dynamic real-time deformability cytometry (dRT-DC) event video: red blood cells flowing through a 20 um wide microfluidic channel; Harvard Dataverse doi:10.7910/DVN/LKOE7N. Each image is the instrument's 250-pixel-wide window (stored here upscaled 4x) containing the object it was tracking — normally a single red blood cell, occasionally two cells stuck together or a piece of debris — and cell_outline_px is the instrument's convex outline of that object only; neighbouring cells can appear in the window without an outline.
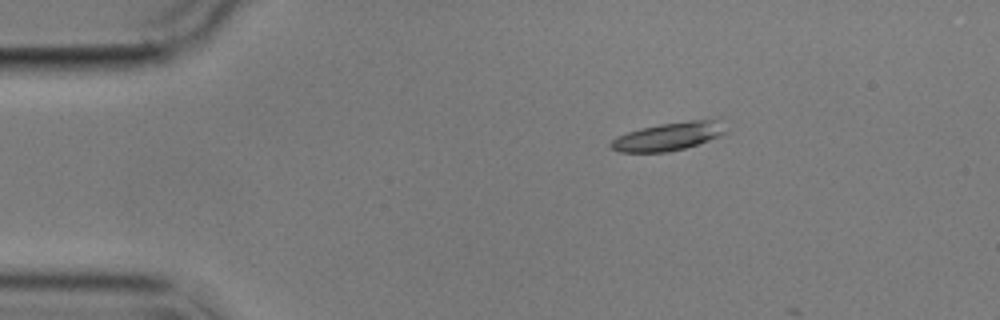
{"species": "common noctule bat (a hibernating species)", "species_latin": "Nyctalus noctula", "temperature_condition": "cold", "stored_images_in_passage": 3, "camera_frame_rate_fps": 3000, "um_per_image_px": 0.085, "animal": {"sex": "male", "body_mass_g": 17.9}, "frame": {"image": 1, "passage_image": 1, "time_ms": 0.0, "image_size_px": [1000, 320], "cell_outline_px": [[724, 132], [708, 140], [684, 148], [668, 152], [620, 152], [612, 148], [608, 144], [616, 136], [640, 128], [660, 124], [688, 120], [716, 120]], "centroid_in_image_um": [56.67, 11.61], "position_along_channel_um": 28.3, "area_um2": 18.21}}
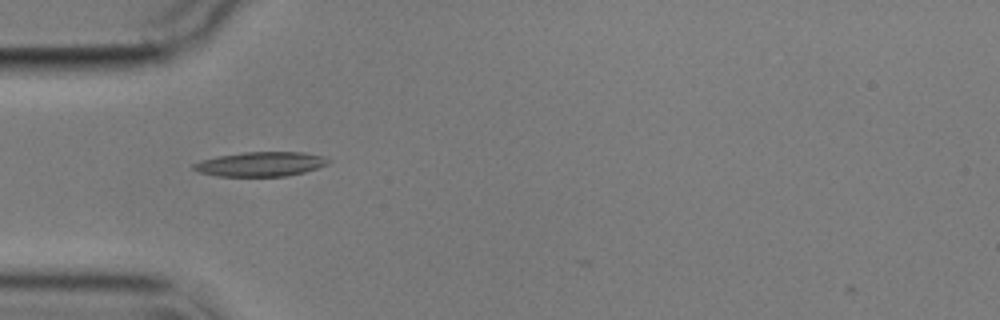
{"frame": {"image": 2, "passage_image": 3, "time_ms": 2.333, "image_size_px": [1000, 320], "cell_outline_px": [[332, 160], [328, 164], [304, 172], [288, 176], [216, 176], [200, 172], [192, 168], [192, 164], [200, 160], [216, 156], [244, 152], [304, 152], [324, 156]], "centroid_in_image_um": [22.16, 13.94], "position_along_channel_um": 62.8, "area_um2": 19.36}}